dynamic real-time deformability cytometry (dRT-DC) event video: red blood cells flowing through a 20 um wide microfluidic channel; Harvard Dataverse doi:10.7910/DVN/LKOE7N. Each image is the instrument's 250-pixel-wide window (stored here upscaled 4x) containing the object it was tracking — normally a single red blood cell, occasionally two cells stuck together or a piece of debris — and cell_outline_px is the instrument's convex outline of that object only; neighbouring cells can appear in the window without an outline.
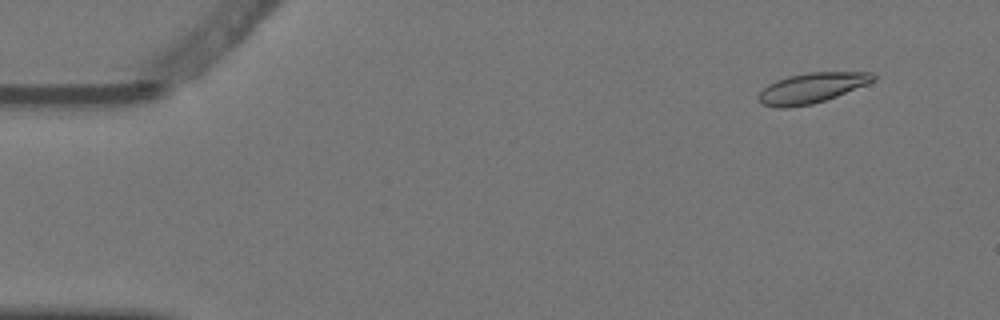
{"species": "Egyptian fruit bat (a non-hibernating species)", "species_latin": "Rousettus aegyptiacus", "temperature_condition": "warm", "stored_images_in_passage": 5, "camera_frame_rate_fps": 3000, "um_per_image_px": 0.085, "animal": {"sex": "female"}, "frame": {"image": 1, "passage_image": 2, "time_ms": 0.333, "image_size_px": [1000, 320], "cell_outline_px": [[876, 80], [836, 96], [812, 104], [788, 108], [776, 108], [760, 104], [756, 96], [768, 84], [776, 80], [788, 76], [808, 72], [872, 72], [876, 76]], "centroid_in_image_um": [68.94, 7.48], "position_along_channel_um": 16.1, "area_um2": 20.23}}
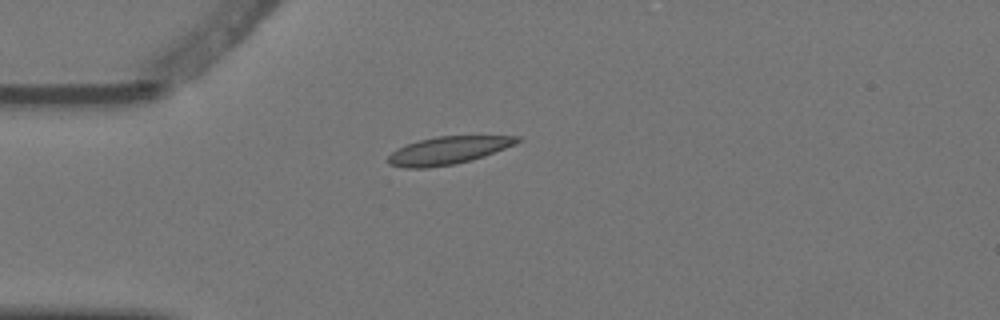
{"frame": {"image": 2, "passage_image": 5, "time_ms": 1.333, "image_size_px": [1000, 320], "cell_outline_px": [[524, 140], [516, 144], [484, 156], [472, 160], [456, 164], [428, 168], [404, 168], [388, 164], [388, 156], [392, 152], [408, 144], [420, 140], [436, 136], [520, 136]], "centroid_in_image_um": [38.13, 12.79], "position_along_channel_um": 46.9, "area_um2": 20.87}}